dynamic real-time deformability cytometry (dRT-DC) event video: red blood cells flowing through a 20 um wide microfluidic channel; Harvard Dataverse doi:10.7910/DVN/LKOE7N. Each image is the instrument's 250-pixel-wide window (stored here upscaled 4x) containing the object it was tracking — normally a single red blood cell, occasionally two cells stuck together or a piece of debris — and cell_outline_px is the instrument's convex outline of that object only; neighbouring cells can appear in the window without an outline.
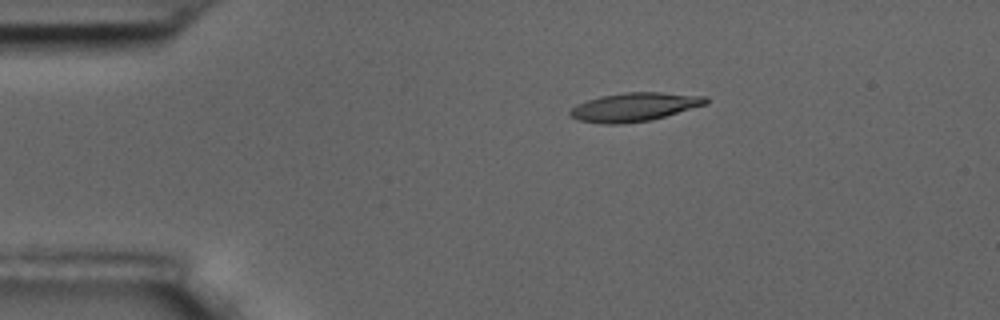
{"species": "common noctule bat (a hibernating species)", "species_latin": "Nyctalus noctula", "temperature_condition": "room temperature", "stored_images_in_passage": 2, "camera_frame_rate_fps": 3000, "um_per_image_px": 0.085, "animal": {"sex": "male", "body_mass_g": 17.5, "forearm_length_mm": 52.3}, "frame": {"image": 1, "passage_image": 1, "time_ms": 0.0, "image_size_px": [1000, 320], "cell_outline_px": [[708, 104], [652, 120], [620, 124], [604, 124], [580, 120], [572, 116], [568, 112], [576, 104], [600, 96], [624, 92], [660, 92], [708, 96]], "centroid_in_image_um": [53.97, 9.09], "position_along_channel_um": 31.0, "area_um2": 22.72}}